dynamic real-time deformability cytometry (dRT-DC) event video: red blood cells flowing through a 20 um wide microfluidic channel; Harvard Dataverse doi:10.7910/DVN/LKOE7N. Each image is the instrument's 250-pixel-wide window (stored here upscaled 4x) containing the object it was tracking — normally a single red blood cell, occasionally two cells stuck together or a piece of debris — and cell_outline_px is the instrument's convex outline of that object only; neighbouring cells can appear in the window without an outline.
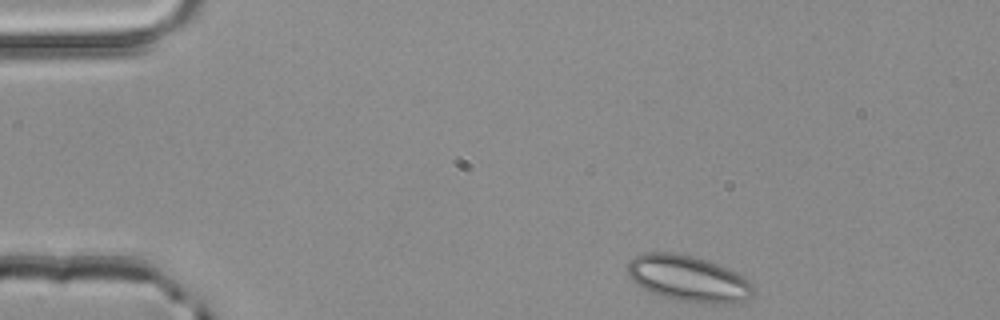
{"species": "common noctule bat (a hibernating species)", "species_latin": "Nyctalus noctula", "temperature_condition": "room temperature", "stored_images_in_passage": 45, "camera_frame_rate_fps": 3000, "um_per_image_px": 0.085, "animal": {"sex": "male", "body_mass_g": 20.4}, "frame": {"image": 1, "passage_image": 1, "time_ms": 0.0, "image_size_px": [1000, 320], "cell_outline_px": [[756, 292], [752, 296], [744, 300], [724, 304], [708, 304], [680, 300], [664, 296], [640, 288], [628, 276], [628, 264], [636, 256], [644, 252], [672, 252], [692, 256], [720, 264], [744, 276], [752, 284]], "centroid_in_image_um": [58.54, 23.68], "position_along_channel_um": 26.5, "area_um2": 33.81}}
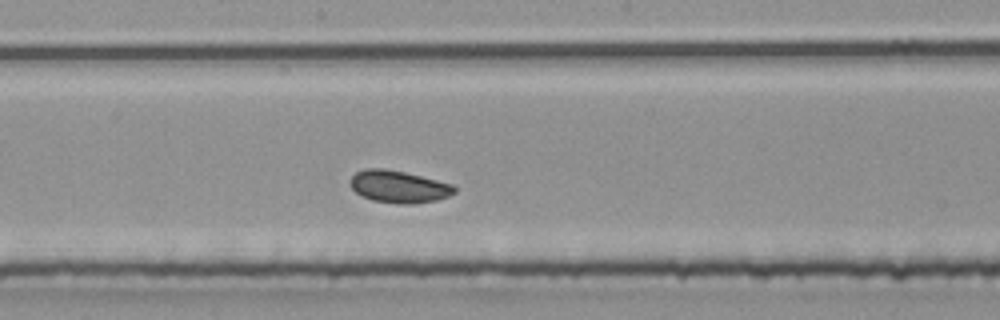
{"frame": {"image": 2, "passage_image": 21, "time_ms": 6.667, "image_size_px": [1000, 320], "cell_outline_px": [[456, 192], [448, 196], [436, 200], [412, 204], [400, 204], [372, 200], [356, 192], [348, 184], [348, 180], [356, 172], [364, 168], [384, 168], [404, 172], [452, 184], [456, 188]], "centroid_in_image_um": [33.86, 15.86], "position_along_channel_um": 214.3, "area_um2": 19.54}}
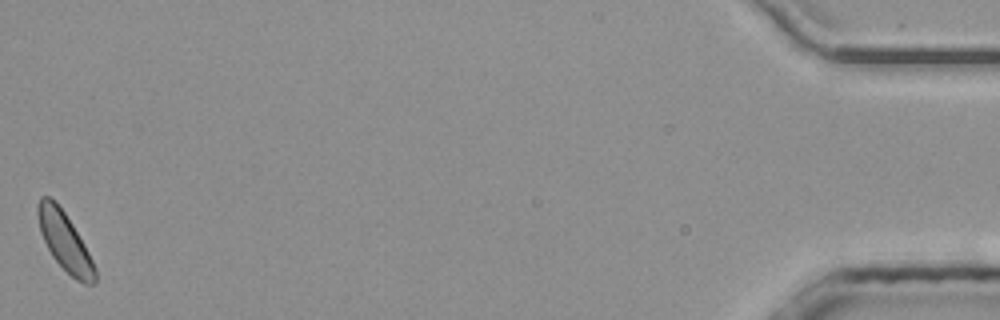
{"frame": {"image": 3, "passage_image": 45, "time_ms": 14.667, "image_size_px": [1000, 320], "cell_outline_px": [[96, 284], [84, 284], [76, 280], [52, 256], [40, 232], [36, 212], [36, 204], [40, 196], [48, 196], [64, 212], [72, 224], [84, 244], [96, 268]], "centroid_in_image_um": [5.49, 20.53], "position_along_channel_um": 429.7, "area_um2": 19.19}, "authors_computed_cell_mechanics": {"area_um2": 19.5942, "velocity_mm_per_s": 3.9663, "shape_relaxation_time_tau1_ms": 1.5172, "shape_relaxation_time_tau2_ms": 1.0901, "deformation_change_tau1": 0.0521, "deformation_change_tau2": 0.056}}